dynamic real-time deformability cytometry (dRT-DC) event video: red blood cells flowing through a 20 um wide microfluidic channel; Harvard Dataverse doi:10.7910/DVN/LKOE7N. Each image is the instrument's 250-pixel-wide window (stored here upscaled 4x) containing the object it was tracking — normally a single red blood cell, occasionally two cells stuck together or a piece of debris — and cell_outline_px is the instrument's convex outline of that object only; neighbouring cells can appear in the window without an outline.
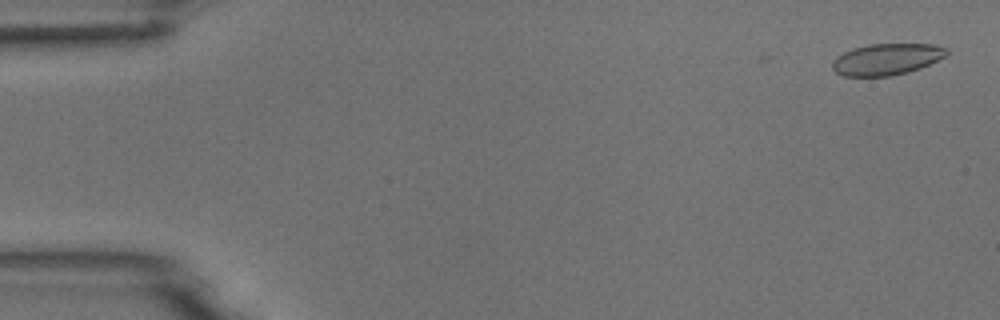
{"species": "common noctule bat (a hibernating species)", "species_latin": "Nyctalus noctula", "temperature_condition": "room temperature", "stored_images_in_passage": 48, "camera_frame_rate_fps": 3000, "um_per_image_px": 0.085, "animal": {"sex": "male", "body_mass_g": 18.8}, "frame": {"image": 1, "passage_image": 2, "time_ms": 0.333, "image_size_px": [1000, 320], "cell_outline_px": [[948, 52], [944, 56], [920, 68], [908, 72], [892, 76], [844, 76], [836, 72], [832, 68], [832, 60], [836, 56], [852, 48], [868, 44], [932, 44], [948, 48]], "centroid_in_image_um": [75.33, 5.03], "position_along_channel_um": 9.7, "area_um2": 20.92}}
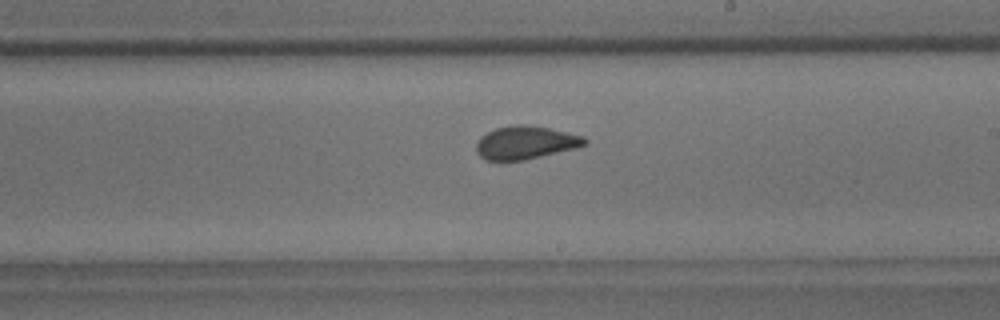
{"frame": {"image": 2, "passage_image": 31, "time_ms": 10.0, "image_size_px": [1000, 320], "cell_outline_px": [[588, 144], [576, 148], [524, 160], [484, 160], [476, 152], [476, 144], [480, 136], [496, 128], [516, 124], [528, 124], [548, 128], [584, 136], [588, 140]], "centroid_in_image_um": [44.67, 12.12], "position_along_channel_um": 244.3, "area_um2": 20.98}}
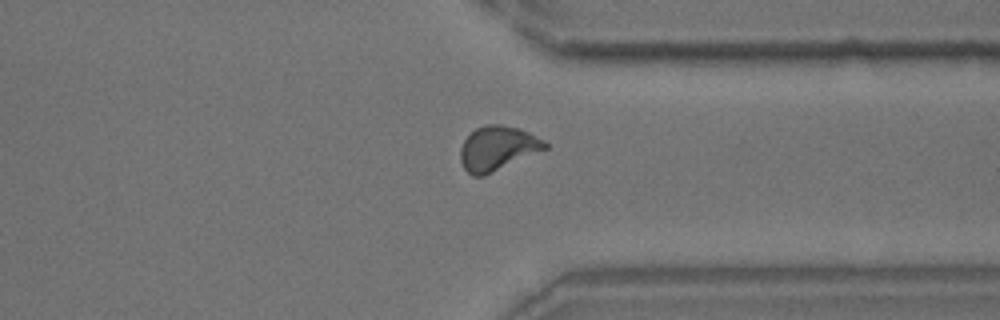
{"frame": {"image": 3, "passage_image": 41, "time_ms": 13.333, "image_size_px": [1000, 320], "cell_outline_px": [[548, 148], [484, 176], [472, 176], [464, 168], [460, 160], [460, 148], [464, 140], [476, 128], [484, 124], [500, 124], [520, 128], [544, 140], [548, 144]], "centroid_in_image_um": [42.29, 12.6], "position_along_channel_um": 369.1, "area_um2": 21.91}, "authors_computed_cell_mechanics": {"area_um2": 21.097, "velocity_mm_per_s": 3.7709, "shape_relaxation_time_tau1_ms": 6.4179, "shape_relaxation_time_tau2_ms": 0.8173, "deformation_change_tau1": 0.1467, "deformation_change_tau2": 0.0575}}